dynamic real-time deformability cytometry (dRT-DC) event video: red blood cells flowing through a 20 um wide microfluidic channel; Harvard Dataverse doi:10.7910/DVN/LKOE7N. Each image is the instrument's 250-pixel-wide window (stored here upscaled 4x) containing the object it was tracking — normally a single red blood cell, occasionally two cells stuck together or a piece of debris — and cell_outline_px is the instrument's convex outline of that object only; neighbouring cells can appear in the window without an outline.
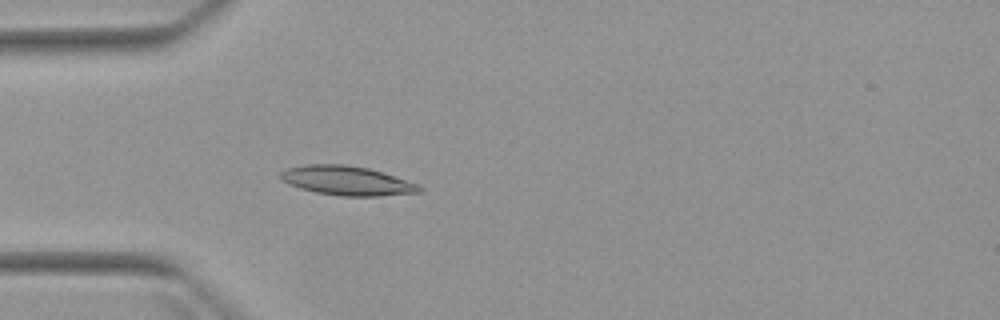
{"species": "Egyptian fruit bat (a non-hibernating species)", "species_latin": "Rousettus aegyptiacus", "temperature_condition": "warm", "stored_images_in_passage": 3, "camera_frame_rate_fps": 3000, "um_per_image_px": 0.085, "animal": {"sex": "female"}, "frame": {"image": 1, "passage_image": 3, "time_ms": 2.667, "image_size_px": [1000, 320], "cell_outline_px": [[424, 188], [420, 192], [380, 196], [340, 196], [316, 192], [300, 188], [288, 184], [280, 180], [280, 172], [288, 168], [308, 164], [344, 164], [368, 168], [384, 172], [420, 184]], "centroid_in_image_um": [29.52, 15.36], "position_along_channel_um": 55.5, "area_um2": 23.87}}